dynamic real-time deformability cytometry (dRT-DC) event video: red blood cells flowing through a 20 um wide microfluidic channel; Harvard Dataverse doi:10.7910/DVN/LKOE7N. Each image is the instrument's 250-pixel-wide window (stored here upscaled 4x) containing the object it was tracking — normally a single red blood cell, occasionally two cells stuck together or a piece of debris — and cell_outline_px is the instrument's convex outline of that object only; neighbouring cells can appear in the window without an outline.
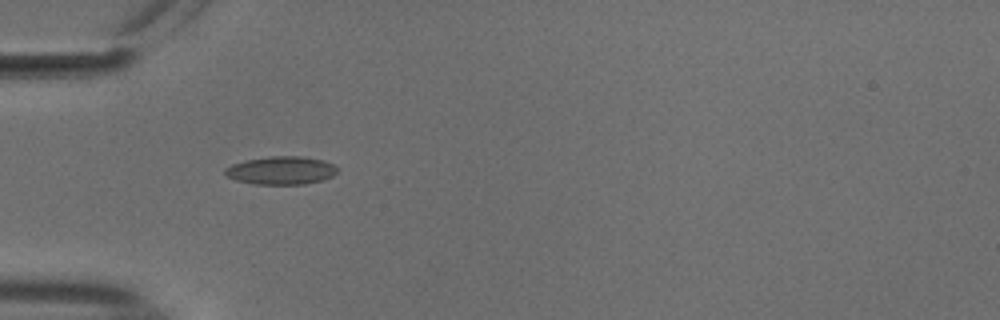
{"species": "common noctule bat (a hibernating species)", "species_latin": "Nyctalus noctula", "temperature_condition": "cold", "stored_images_in_passage": 4, "camera_frame_rate_fps": 3000, "um_per_image_px": 0.085, "animal": {"sex": "male", "body_mass_g": 18.8}, "frame": {"image": 1, "passage_image": 1, "time_ms": 0.0, "image_size_px": [1000, 320], "cell_outline_px": [[340, 168], [332, 176], [324, 180], [304, 184], [252, 184], [236, 180], [228, 176], [224, 172], [224, 168], [232, 164], [244, 160], [268, 156], [304, 156], [324, 160]], "centroid_in_image_um": [23.91, 14.48], "position_along_channel_um": 61.1, "area_um2": 18.61}}